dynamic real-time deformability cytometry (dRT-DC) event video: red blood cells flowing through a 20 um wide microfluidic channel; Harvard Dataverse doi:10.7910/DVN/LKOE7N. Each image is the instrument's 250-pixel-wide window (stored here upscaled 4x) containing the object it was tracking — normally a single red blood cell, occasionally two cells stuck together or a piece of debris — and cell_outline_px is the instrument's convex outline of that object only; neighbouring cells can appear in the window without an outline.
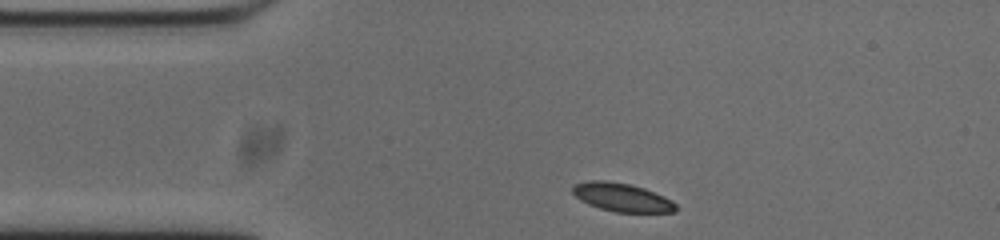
{"species": "common noctule bat (a hibernating species)", "species_latin": "Nyctalus noctula", "temperature_condition": "cold", "stored_images_in_passage": 43, "camera_frame_rate_fps": 3000, "um_per_image_px": 0.085, "animal": {"sex": "male", "body_mass_g": 20.0, "forearm_length_mm": 53.3}, "frame": {"image": 1, "passage_image": 1, "time_ms": 0.0, "image_size_px": [1000, 240], "cell_outline_px": [[676, 212], [616, 212], [600, 208], [588, 204], [580, 200], [572, 192], [572, 188], [576, 184], [592, 180], [604, 180], [628, 184], [644, 188], [664, 196], [672, 200], [676, 204]], "centroid_in_image_um": [52.88, 16.78], "position_along_channel_um": 32.1, "area_um2": 16.94}}
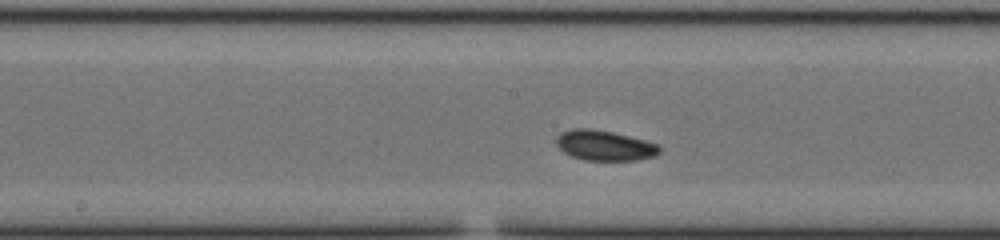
{"frame": {"image": 2, "passage_image": 17, "time_ms": 5.333, "image_size_px": [1000, 240], "cell_outline_px": [[660, 152], [652, 156], [636, 160], [584, 160], [572, 156], [564, 152], [556, 144], [556, 136], [560, 132], [572, 128], [592, 128], [612, 132], [644, 140], [656, 144], [660, 148]], "centroid_in_image_um": [51.33, 12.35], "position_along_channel_um": 196.9, "area_um2": 18.03}}
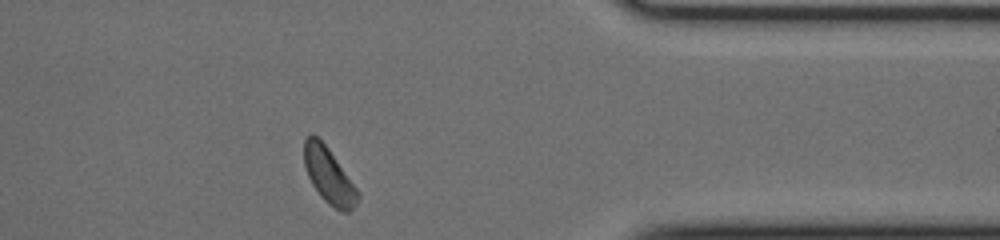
{"frame": {"image": 3, "passage_image": 34, "time_ms": 11.0, "image_size_px": [1000, 240], "cell_outline_px": [[360, 196], [356, 204], [348, 212], [340, 212], [328, 204], [320, 196], [312, 184], [308, 176], [304, 164], [304, 140], [312, 132], [328, 148], [360, 192]], "centroid_in_image_um": [27.96, 14.95], "position_along_channel_um": 383.4, "area_um2": 17.4}, "authors_computed_cell_mechanics": {"area_um2": 17.4556, "velocity_mm_per_s": 3.6965, "shape_relaxation_time_tau1_ms": 3.1342, "shape_relaxation_time_tau2_ms": null, "deformation_change_tau1": 0.0936, "deformation_change_tau2": null}}